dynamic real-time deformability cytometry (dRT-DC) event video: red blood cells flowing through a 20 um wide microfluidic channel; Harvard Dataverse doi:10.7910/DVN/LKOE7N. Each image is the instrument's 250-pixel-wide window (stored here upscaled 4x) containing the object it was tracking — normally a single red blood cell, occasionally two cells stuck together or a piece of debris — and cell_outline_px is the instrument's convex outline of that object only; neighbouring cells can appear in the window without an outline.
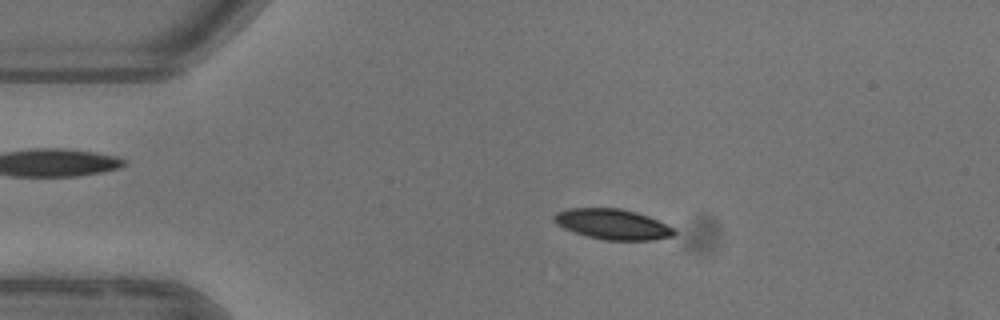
{"species": "common noctule bat (a hibernating species)", "species_latin": "Nyctalus noctula", "temperature_condition": "warm", "stored_images_in_passage": 5, "camera_frame_rate_fps": 3000, "um_per_image_px": 0.085, "animal": {"sex": "female"}, "frame": {"image": 1, "passage_image": 3, "time_ms": 2.333, "image_size_px": [1000, 320], "cell_outline_px": [[676, 232], [672, 236], [652, 240], [604, 240], [588, 236], [564, 228], [556, 224], [552, 220], [552, 216], [556, 212], [568, 208], [620, 208], [636, 212], [648, 216], [676, 228]], "centroid_in_image_um": [52.07, 19.05], "position_along_channel_um": 32.9, "area_um2": 21.33}}
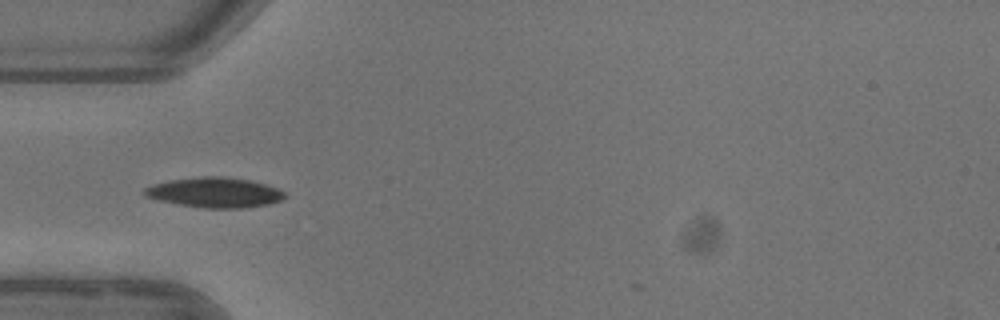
{"frame": {"image": 2, "passage_image": 4, "time_ms": 4.333, "image_size_px": [1000, 320], "cell_outline_px": [[284, 196], [280, 200], [268, 204], [244, 208], [204, 208], [180, 204], [160, 200], [144, 196], [144, 188], [152, 184], [172, 180], [200, 176], [224, 176], [252, 180], [276, 188], [284, 192]], "centroid_in_image_um": [18.24, 16.35], "position_along_channel_um": 66.8, "area_um2": 24.39}}